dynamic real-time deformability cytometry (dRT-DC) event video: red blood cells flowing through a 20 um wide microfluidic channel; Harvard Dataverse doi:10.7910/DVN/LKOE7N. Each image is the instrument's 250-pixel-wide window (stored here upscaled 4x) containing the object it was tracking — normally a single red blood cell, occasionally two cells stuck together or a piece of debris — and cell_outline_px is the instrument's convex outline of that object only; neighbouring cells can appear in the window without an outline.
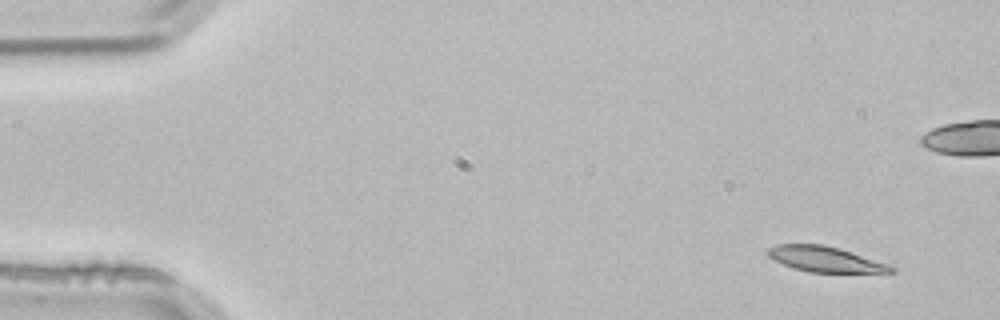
{"species": "common noctule bat (a hibernating species)", "species_latin": "Nyctalus noctula", "temperature_condition": "room temperature", "stored_images_in_passage": 4, "camera_frame_rate_fps": 3000, "um_per_image_px": 0.085, "animal": {"sex": "male", "body_mass_g": 21.5, "forearm_length_mm": 52.0}, "frame": {"image": 1, "passage_image": 1, "time_ms": 0.0, "image_size_px": [1000, 320], "cell_outline_px": [[896, 272], [808, 272], [784, 264], [768, 256], [768, 248], [776, 244], [824, 244], [840, 248], [888, 264], [896, 268]], "centroid_in_image_um": [70.16, 22.02], "position_along_channel_um": 14.8, "area_um2": 18.03}}